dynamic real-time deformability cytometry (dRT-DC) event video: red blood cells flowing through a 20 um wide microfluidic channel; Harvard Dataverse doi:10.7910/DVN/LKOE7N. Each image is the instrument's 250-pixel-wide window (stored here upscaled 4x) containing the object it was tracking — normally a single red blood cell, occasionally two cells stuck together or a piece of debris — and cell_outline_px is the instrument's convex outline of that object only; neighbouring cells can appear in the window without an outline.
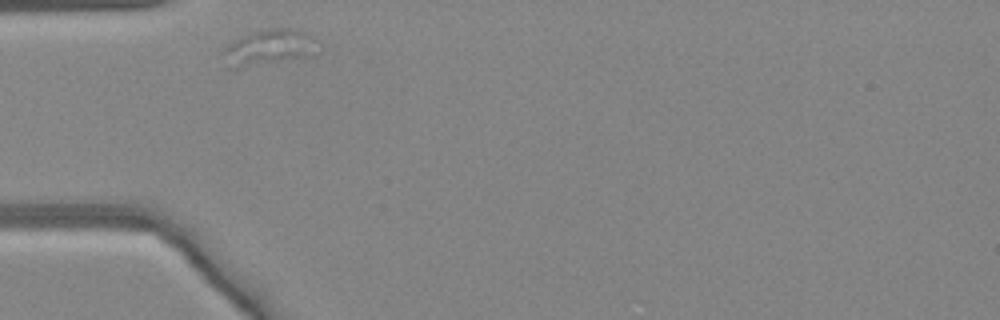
{"species": "common noctule bat (a hibernating species)", "species_latin": "Nyctalus noctula", "temperature_condition": "warm", "stored_images_in_passage": 25, "camera_frame_rate_fps": 3000, "um_per_image_px": 0.085, "animal": {"sex": "female", "body_mass_g": 24.6, "forearm_length_mm": 56.2}, "frame": {"image": 1, "passage_image": 1, "time_ms": 0.0, "image_size_px": [1000, 320], "cell_outline_px": [[316, 40], [304, 56], [240, 68], [228, 68], [220, 52], [228, 44], [252, 32], [268, 28], [296, 28], [312, 36]], "centroid_in_image_um": [22.7, 4.01], "position_along_channel_um": 62.3, "area_um2": 18.9}}
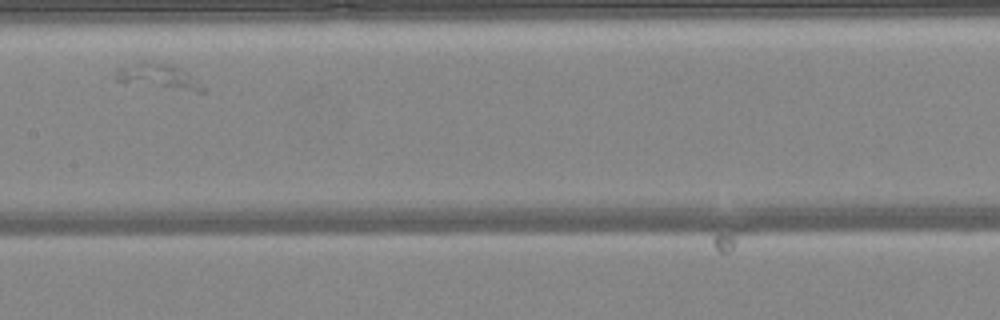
{"frame": {"image": 2, "passage_image": 11, "time_ms": 3.333, "image_size_px": [1000, 320], "cell_outline_px": [[204, 92], [196, 92], [124, 84], [116, 80], [116, 68], [140, 64], [168, 64], [180, 68], [188, 72], [204, 88]], "centroid_in_image_um": [13.47, 6.57], "position_along_channel_um": 193.9, "area_um2": 12.43}}
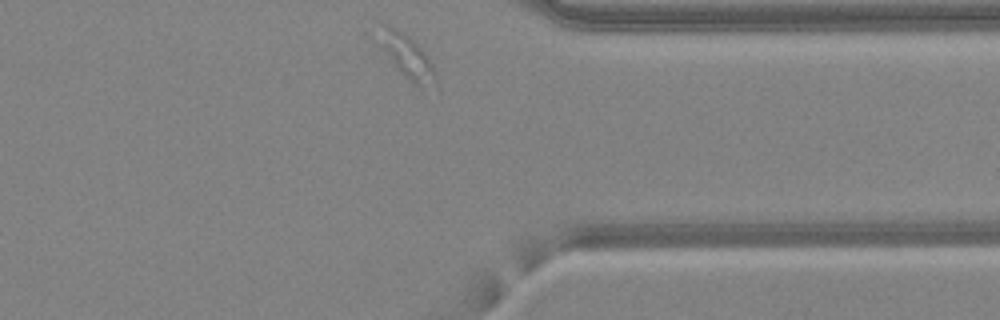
{"frame": {"image": 3, "passage_image": 25, "time_ms": 8.0, "image_size_px": [1000, 320], "cell_outline_px": [[436, 80], [420, 92], [396, 68], [384, 48], [384, 24], [388, 24], [408, 36], [428, 56], [436, 72]], "centroid_in_image_um": [34.75, 4.96], "position_along_channel_um": 376.6, "area_um2": 13.47}}